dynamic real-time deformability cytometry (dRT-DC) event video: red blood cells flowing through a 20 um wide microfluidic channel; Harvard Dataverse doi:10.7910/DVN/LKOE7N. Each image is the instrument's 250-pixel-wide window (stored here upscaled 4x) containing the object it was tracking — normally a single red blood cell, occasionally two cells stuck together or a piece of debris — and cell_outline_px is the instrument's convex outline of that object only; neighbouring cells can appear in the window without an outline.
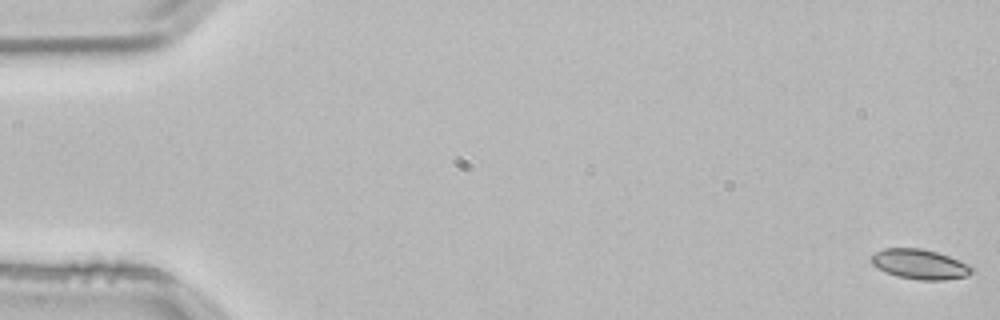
{"species": "common noctule bat (a hibernating species)", "species_latin": "Nyctalus noctula", "temperature_condition": "room temperature", "stored_images_in_passage": 4, "camera_frame_rate_fps": 3000, "um_per_image_px": 0.085, "animal": {"sex": "male", "body_mass_g": 21.5, "forearm_length_mm": 52.0}, "frame": {"image": 1, "passage_image": 1, "time_ms": 0.0, "image_size_px": [1000, 320], "cell_outline_px": [[976, 272], [964, 276], [944, 280], [920, 280], [896, 276], [884, 272], [876, 268], [872, 264], [872, 256], [876, 252], [884, 248], [920, 248], [936, 252], [948, 256], [968, 264], [976, 268]], "centroid_in_image_um": [78.19, 22.47], "position_along_channel_um": 6.8, "area_um2": 17.57}}
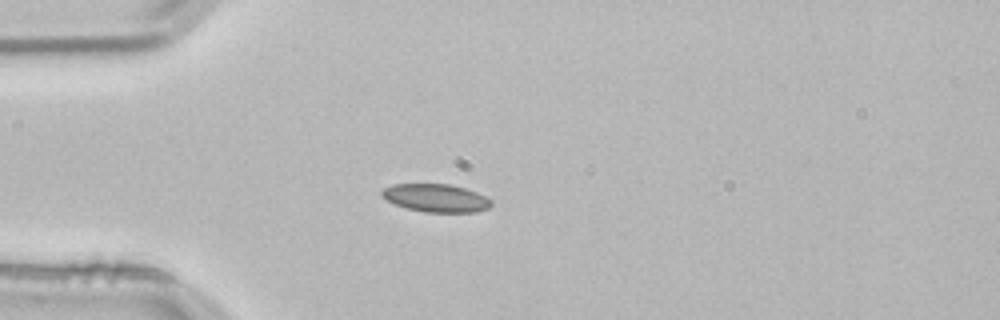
{"frame": {"image": 2, "passage_image": 4, "time_ms": 1.0, "image_size_px": [1000, 320], "cell_outline_px": [[492, 204], [488, 208], [476, 212], [424, 212], [408, 208], [396, 204], [388, 200], [380, 192], [384, 188], [392, 184], [448, 184], [464, 188], [476, 192], [492, 200]], "centroid_in_image_um": [37.08, 16.83], "position_along_channel_um": 47.9, "area_um2": 17.63}}